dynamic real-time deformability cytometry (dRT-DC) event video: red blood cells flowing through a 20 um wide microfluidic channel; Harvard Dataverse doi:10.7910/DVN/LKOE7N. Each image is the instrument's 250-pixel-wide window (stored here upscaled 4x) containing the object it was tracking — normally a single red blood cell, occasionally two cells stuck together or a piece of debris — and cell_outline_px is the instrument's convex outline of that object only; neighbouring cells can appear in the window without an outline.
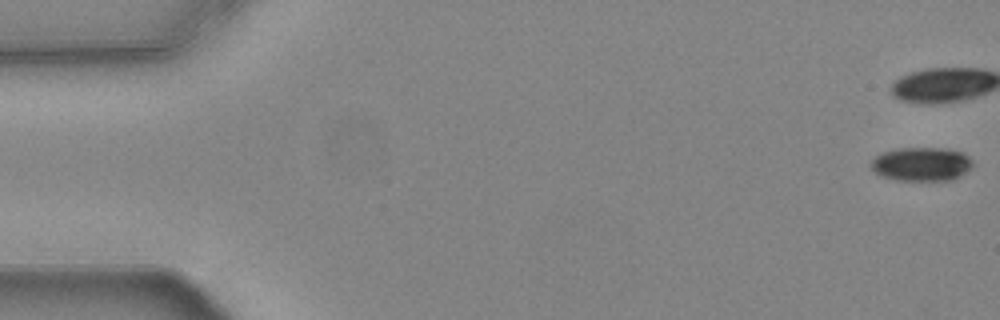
{"species": "common noctule bat (a hibernating species)", "species_latin": "Nyctalus noctula", "temperature_condition": "warm", "stored_images_in_passage": 43, "camera_frame_rate_fps": 3000, "um_per_image_px": 0.085, "animal": {"sex": "female", "body_mass_g": 24.6, "forearm_length_mm": 56.2}, "frame": {"image": 1, "passage_image": 1, "time_ms": 0.0, "image_size_px": [1000, 320], "cell_outline_px": [[972, 164], [964, 172], [952, 180], [896, 180], [880, 176], [868, 164], [876, 156], [884, 152], [896, 148], [940, 148], [960, 152], [968, 156], [972, 160]], "centroid_in_image_um": [78.26, 13.95], "position_along_channel_um": 6.7, "area_um2": 19.77}, "authors_computed_cell_mechanics": {"area_um2": 26.1256, "velocity_mm_per_s": 3.7379, "shape_relaxation_time_tau1_ms": 3.6852, "shape_relaxation_time_tau2_ms": null, "deformation_change_tau1": 0.1138, "deformation_change_tau2": null}}